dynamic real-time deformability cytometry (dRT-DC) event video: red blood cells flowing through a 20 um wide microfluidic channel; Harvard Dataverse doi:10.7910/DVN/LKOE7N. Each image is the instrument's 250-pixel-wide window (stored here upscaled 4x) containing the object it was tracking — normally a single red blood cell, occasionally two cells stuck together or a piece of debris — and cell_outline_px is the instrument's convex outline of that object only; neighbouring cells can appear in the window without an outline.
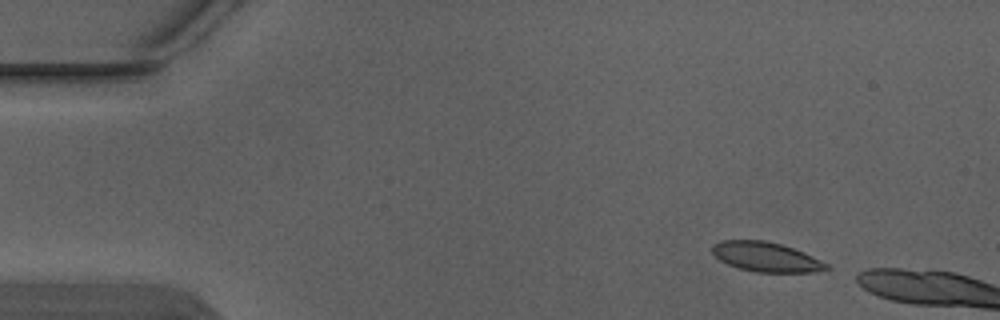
{"species": "Egyptian fruit bat (a non-hibernating species)", "species_latin": "Rousettus aegyptiacus", "temperature_condition": "warm", "stored_images_in_passage": 2, "camera_frame_rate_fps": 3000, "um_per_image_px": 0.085, "animal": {"sex": "male"}, "frame": {"image": 1, "passage_image": 1, "time_ms": 0.0, "image_size_px": [1000, 320], "cell_outline_px": [[832, 268], [812, 272], [756, 272], [740, 268], [728, 264], [720, 260], [712, 252], [712, 244], [720, 240], [764, 240], [780, 244], [804, 252], [828, 264]], "centroid_in_image_um": [65.1, 21.83], "position_along_channel_um": 19.9, "area_um2": 19.59}}